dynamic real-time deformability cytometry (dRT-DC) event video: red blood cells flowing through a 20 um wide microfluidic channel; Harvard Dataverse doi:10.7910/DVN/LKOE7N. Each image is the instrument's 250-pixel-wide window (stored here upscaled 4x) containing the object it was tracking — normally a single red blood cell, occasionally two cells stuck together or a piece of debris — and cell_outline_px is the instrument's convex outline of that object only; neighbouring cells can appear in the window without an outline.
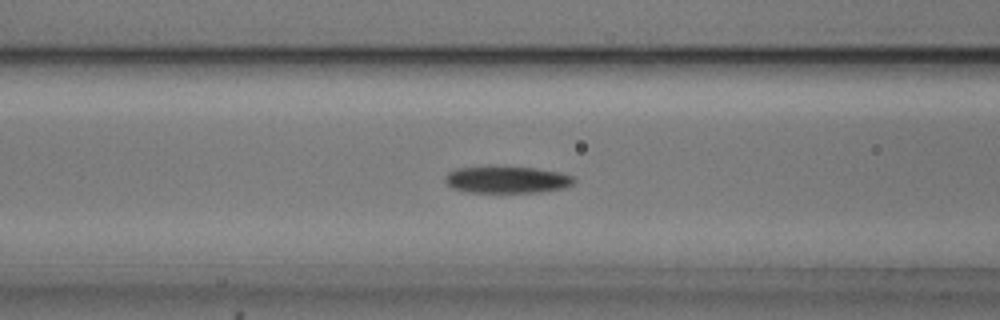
{"species": "common noctule bat (a hibernating species)", "species_latin": "Nyctalus noctula", "temperature_condition": "cold", "stored_images_in_passage": 54, "camera_frame_rate_fps": 3000, "um_per_image_px": 0.085, "animal": {"sex": "male", "body_mass_g": 20.5, "forearm_length_mm": 52.5}, "frame": {"image": 1, "passage_image": 21, "time_ms": 6.667, "image_size_px": [1000, 320], "cell_outline_px": [[576, 180], [572, 184], [564, 188], [540, 192], [468, 192], [452, 188], [444, 180], [444, 176], [448, 172], [456, 168], [488, 164], [496, 164], [536, 168], [560, 172], [572, 176]], "centroid_in_image_um": [43.04, 15.22], "position_along_channel_um": 123.6, "area_um2": 21.04}}
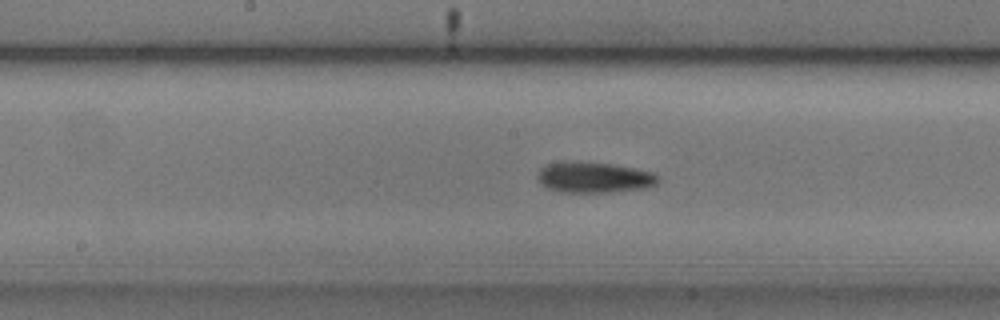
{"frame": {"image": 2, "passage_image": 27, "time_ms": 8.667, "image_size_px": [1000, 320], "cell_outline_px": [[660, 180], [656, 184], [648, 188], [612, 192], [560, 192], [548, 188], [540, 184], [536, 176], [540, 168], [548, 164], [612, 164], [636, 168], [652, 172], [660, 176]], "centroid_in_image_um": [50.57, 15.13], "position_along_channel_um": 197.6, "area_um2": 21.1}}
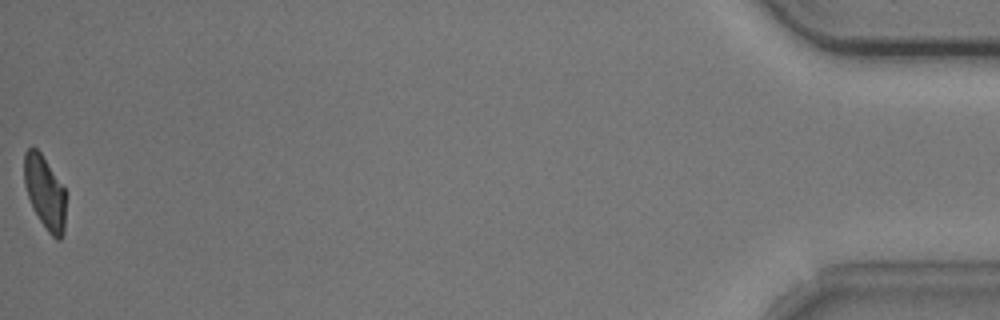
{"frame": {"image": 3, "passage_image": 54, "time_ms": 17.667, "image_size_px": [1000, 320], "cell_outline_px": [[64, 232], [60, 240], [56, 240], [48, 232], [32, 208], [24, 184], [24, 152], [32, 144], [40, 152], [64, 188]], "centroid_in_image_um": [3.78, 16.34], "position_along_channel_um": 431.4, "area_um2": 17.57}, "authors_computed_cell_mechanics": {"area_um2": 19.8543, "velocity_mm_per_s": 3.6934, "shape_relaxation_time_tau1_ms": 3.6754, "shape_relaxation_time_tau2_ms": null, "deformation_change_tau1": 0.1268, "deformation_change_tau2": null}}